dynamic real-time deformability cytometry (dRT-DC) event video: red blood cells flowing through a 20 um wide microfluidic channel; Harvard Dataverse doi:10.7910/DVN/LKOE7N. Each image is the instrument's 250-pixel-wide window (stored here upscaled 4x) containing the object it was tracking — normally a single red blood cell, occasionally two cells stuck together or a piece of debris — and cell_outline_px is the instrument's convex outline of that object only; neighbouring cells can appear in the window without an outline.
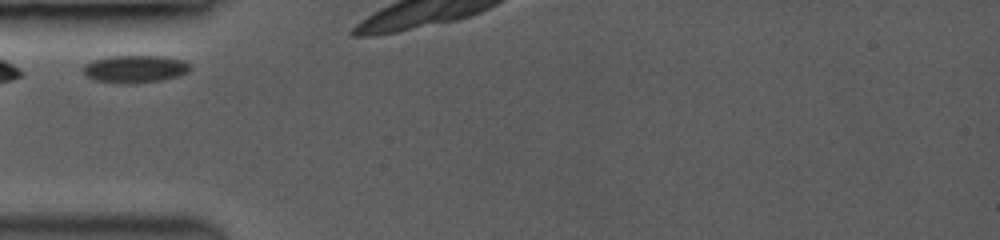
{"species": "common noctule bat (a hibernating species)", "species_latin": "Nyctalus noctula", "temperature_condition": "room temperature", "stored_images_in_passage": 6, "camera_frame_rate_fps": 3500, "um_per_image_px": 0.085, "animal": {"sex": "female", "body_mass_g": 19.0, "forearm_length_mm": 53.3}, "frame": {"image": 1, "passage_image": 1, "time_ms": 0.0, "image_size_px": [1000, 240], "cell_outline_px": [[188, 72], [180, 76], [160, 80], [128, 84], [96, 80], [88, 76], [84, 72], [84, 64], [92, 60], [108, 56], [160, 56], [184, 60], [188, 64]], "centroid_in_image_um": [11.47, 5.85], "position_along_channel_um": 73.5, "area_um2": 16.94}}